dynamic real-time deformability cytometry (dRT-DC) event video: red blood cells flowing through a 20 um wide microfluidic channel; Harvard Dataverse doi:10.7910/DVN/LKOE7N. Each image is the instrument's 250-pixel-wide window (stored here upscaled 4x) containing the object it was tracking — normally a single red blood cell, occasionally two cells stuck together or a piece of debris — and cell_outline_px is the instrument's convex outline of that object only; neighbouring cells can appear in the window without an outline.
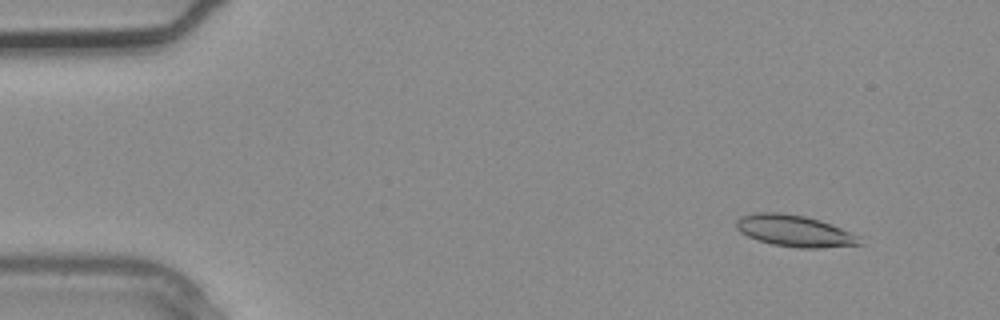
{"species": "common noctule bat (a hibernating species)", "species_latin": "Nyctalus noctula", "temperature_condition": "warm", "stored_images_in_passage": 2, "camera_frame_rate_fps": 3000, "um_per_image_px": 0.085, "animal": {"sex": "male", "body_mass_g": 20.4}, "frame": {"image": 1, "passage_image": 2, "time_ms": 0.333, "image_size_px": [1000, 320], "cell_outline_px": [[864, 244], [820, 248], [800, 248], [772, 244], [756, 240], [740, 232], [736, 228], [736, 220], [740, 216], [756, 212], [780, 212], [804, 216], [820, 220], [860, 236]], "centroid_in_image_um": [67.52, 19.63], "position_along_channel_um": 17.5, "area_um2": 22.77}}